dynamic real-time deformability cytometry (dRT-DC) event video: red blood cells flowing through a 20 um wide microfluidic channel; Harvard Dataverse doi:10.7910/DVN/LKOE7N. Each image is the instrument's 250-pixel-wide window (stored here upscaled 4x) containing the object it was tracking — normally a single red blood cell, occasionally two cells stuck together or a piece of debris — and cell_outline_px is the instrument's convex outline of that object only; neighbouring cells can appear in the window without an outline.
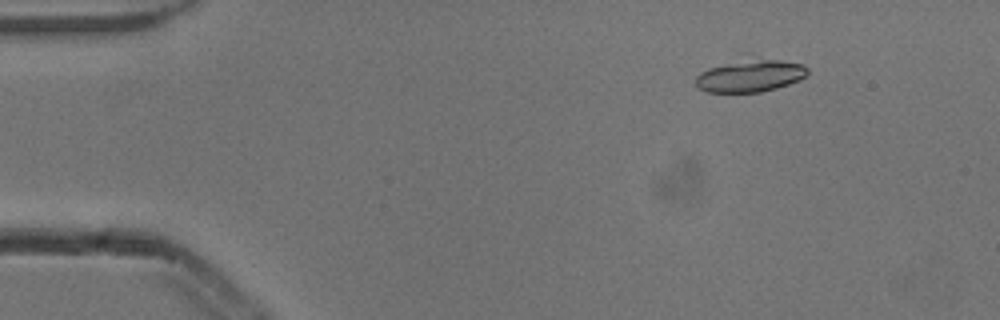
{"species": "common noctule bat (a hibernating species)", "species_latin": "Nyctalus noctula", "temperature_condition": "cold", "stored_images_in_passage": 4, "camera_frame_rate_fps": 3000, "um_per_image_px": 0.085, "animal": {"sex": "male", "body_mass_g": 13.3}, "frame": {"image": 1, "passage_image": 2, "time_ms": 0.333, "image_size_px": [1000, 320], "cell_outline_px": [[808, 72], [800, 80], [776, 88], [760, 92], [704, 92], [696, 84], [696, 76], [700, 72], [736, 52], [752, 52], [804, 64], [808, 68]], "centroid_in_image_um": [63.72, 6.27], "position_along_channel_um": 21.3, "area_um2": 23.7}}